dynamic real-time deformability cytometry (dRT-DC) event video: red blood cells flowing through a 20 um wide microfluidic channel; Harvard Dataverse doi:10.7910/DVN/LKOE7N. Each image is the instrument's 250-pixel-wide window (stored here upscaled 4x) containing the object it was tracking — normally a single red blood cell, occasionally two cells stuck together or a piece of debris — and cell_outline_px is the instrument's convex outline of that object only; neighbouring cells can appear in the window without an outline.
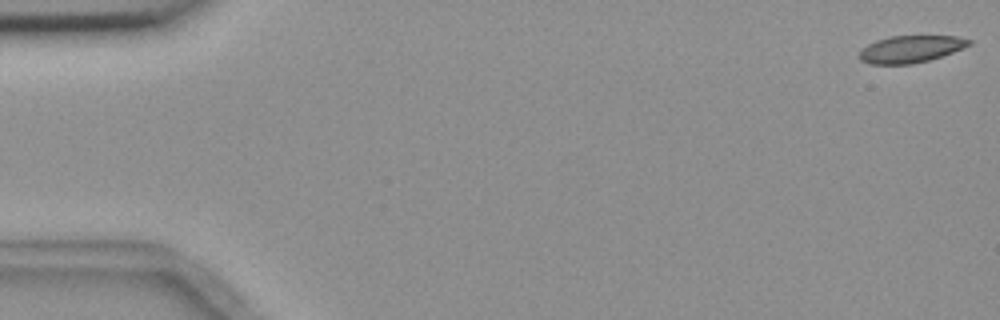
{"species": "common noctule bat (a hibernating species)", "species_latin": "Nyctalus noctula", "temperature_condition": "room temperature", "stored_images_in_passage": 6, "camera_frame_rate_fps": 3000, "um_per_image_px": 0.085, "animal": {"sex": "female", "body_mass_g": 18.4}, "frame": {"image": 1, "passage_image": 1, "time_ms": 0.0, "image_size_px": [1000, 320], "cell_outline_px": [[972, 44], [952, 52], [928, 60], [912, 64], [868, 64], [860, 60], [860, 52], [868, 44], [876, 40], [888, 36], [956, 36], [972, 40]], "centroid_in_image_um": [77.4, 4.17], "position_along_channel_um": 7.6, "area_um2": 17.17}}